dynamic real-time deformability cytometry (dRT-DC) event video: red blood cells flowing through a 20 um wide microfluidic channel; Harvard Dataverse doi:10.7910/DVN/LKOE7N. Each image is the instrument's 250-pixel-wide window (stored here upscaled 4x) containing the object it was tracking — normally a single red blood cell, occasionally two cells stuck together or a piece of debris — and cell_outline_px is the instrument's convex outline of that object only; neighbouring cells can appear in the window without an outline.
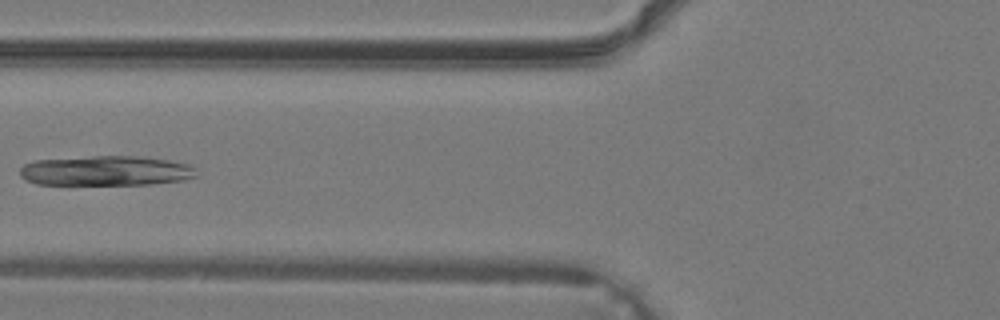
{"species": "common noctule bat (a hibernating species)", "species_latin": "Nyctalus noctula", "temperature_condition": "warm", "stored_images_in_passage": 38, "camera_frame_rate_fps": 3000, "um_per_image_px": 0.085, "animal": {"sex": "male", "body_mass_g": 19.2, "forearm_length_mm": 51.8}, "frame": {"image": 1, "passage_image": 16, "time_ms": 5.0, "image_size_px": [1000, 320], "cell_outline_px": [[200, 176], [184, 180], [148, 184], [36, 184], [20, 176], [20, 168], [24, 164], [36, 160], [92, 156], [144, 156], [192, 164], [196, 168]], "centroid_in_image_um": [9.09, 14.51], "position_along_channel_um": 116.7, "area_um2": 30.98}}
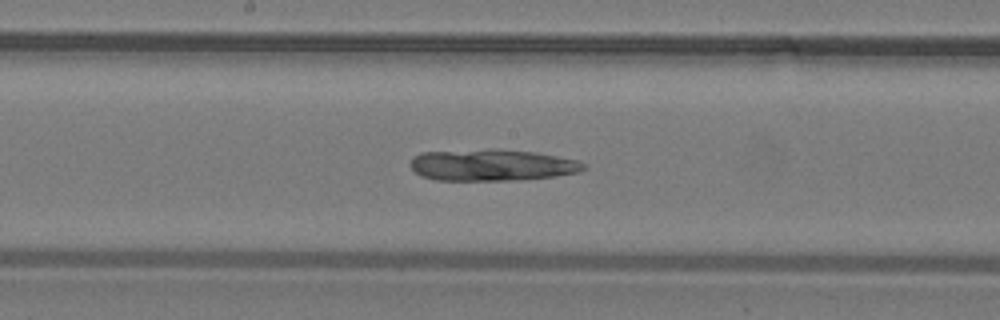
{"frame": {"image": 2, "passage_image": 21, "time_ms": 6.667, "image_size_px": [1000, 320], "cell_outline_px": [[588, 168], [580, 172], [556, 176], [520, 180], [436, 180], [420, 176], [408, 164], [412, 156], [420, 152], [488, 148], [496, 148], [536, 152], [576, 160], [588, 164]], "centroid_in_image_um": [41.8, 14.02], "position_along_channel_um": 206.4, "area_um2": 32.6}}
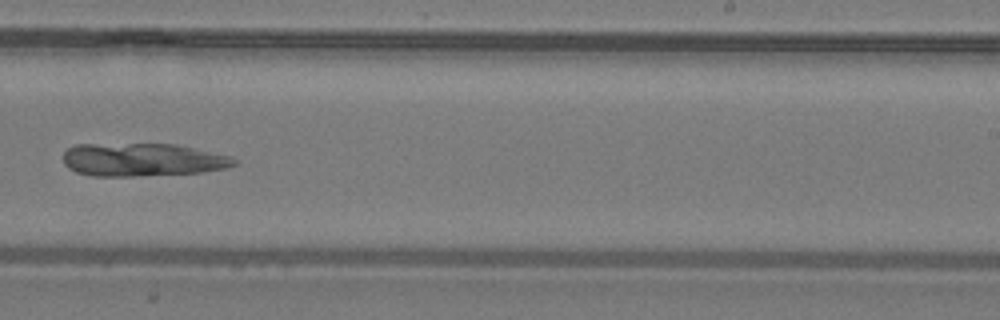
{"frame": {"image": 3, "passage_image": 25, "time_ms": 8.0, "image_size_px": [1000, 320], "cell_outline_px": [[236, 164], [228, 168], [200, 172], [136, 176], [92, 176], [76, 172], [68, 168], [64, 164], [64, 152], [68, 148], [76, 144], [176, 144], [232, 156], [236, 160]], "centroid_in_image_um": [12.11, 13.57], "position_along_channel_um": 276.9, "area_um2": 33.06}}